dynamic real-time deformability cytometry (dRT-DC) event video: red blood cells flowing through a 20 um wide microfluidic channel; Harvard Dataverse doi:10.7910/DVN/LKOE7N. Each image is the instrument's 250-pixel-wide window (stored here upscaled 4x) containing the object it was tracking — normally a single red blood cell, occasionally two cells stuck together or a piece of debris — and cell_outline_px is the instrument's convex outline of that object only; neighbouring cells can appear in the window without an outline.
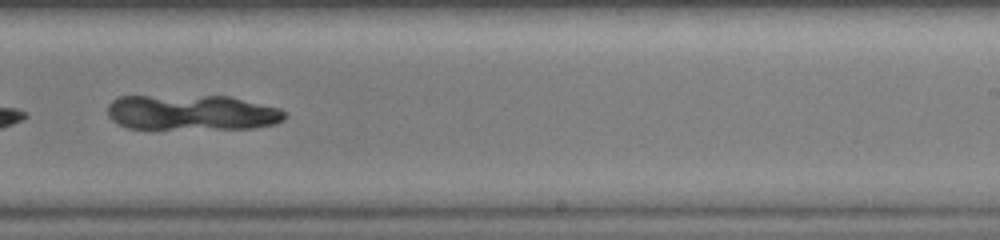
{"species": "common noctule bat (a hibernating species)", "species_latin": "Nyctalus noctula", "temperature_condition": "warm", "stored_images_in_passage": 37, "camera_frame_rate_fps": 3000, "um_per_image_px": 0.085, "animal": {"sex": "female", "body_mass_g": 19.0, "forearm_length_mm": 51.5}, "frame": {"image": 1, "passage_image": 23, "time_ms": 7.333, "image_size_px": [1000, 240], "cell_outline_px": [[284, 120], [276, 124], [256, 128], [128, 128], [116, 124], [108, 116], [108, 104], [116, 96], [228, 96], [280, 108], [284, 112]], "centroid_in_image_um": [16.28, 9.56], "position_along_channel_um": 272.7, "area_um2": 36.53}}
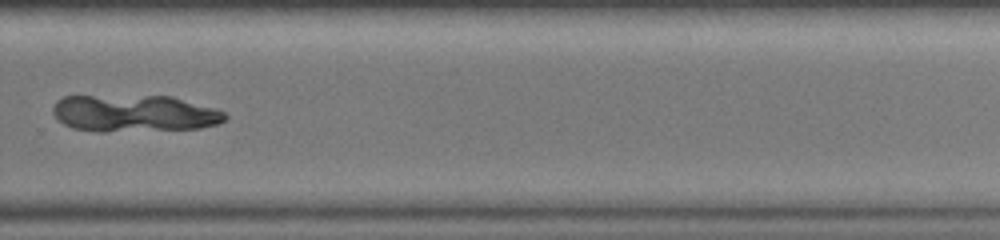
{"frame": {"image": 2, "passage_image": 26, "time_ms": 8.333, "image_size_px": [1000, 240], "cell_outline_px": [[228, 116], [220, 124], [200, 128], [104, 132], [100, 132], [72, 128], [64, 124], [52, 112], [52, 108], [56, 100], [64, 96], [172, 96], [216, 108], [224, 112]], "centroid_in_image_um": [11.43, 9.64], "position_along_channel_um": 318.4, "area_um2": 37.28}}
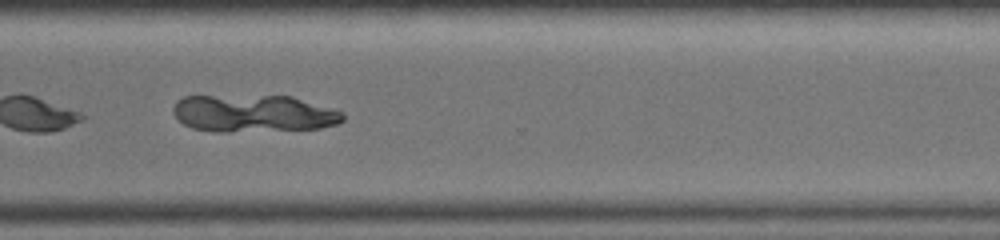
{"frame": {"image": 3, "passage_image": 28, "time_ms": 9.0, "image_size_px": [1000, 240], "cell_outline_px": [[344, 120], [336, 124], [320, 128], [228, 132], [212, 132], [192, 128], [184, 124], [172, 112], [172, 108], [176, 100], [184, 96], [292, 96], [344, 112]], "centroid_in_image_um": [21.52, 9.64], "position_along_channel_um": 349.1, "area_um2": 36.93}}